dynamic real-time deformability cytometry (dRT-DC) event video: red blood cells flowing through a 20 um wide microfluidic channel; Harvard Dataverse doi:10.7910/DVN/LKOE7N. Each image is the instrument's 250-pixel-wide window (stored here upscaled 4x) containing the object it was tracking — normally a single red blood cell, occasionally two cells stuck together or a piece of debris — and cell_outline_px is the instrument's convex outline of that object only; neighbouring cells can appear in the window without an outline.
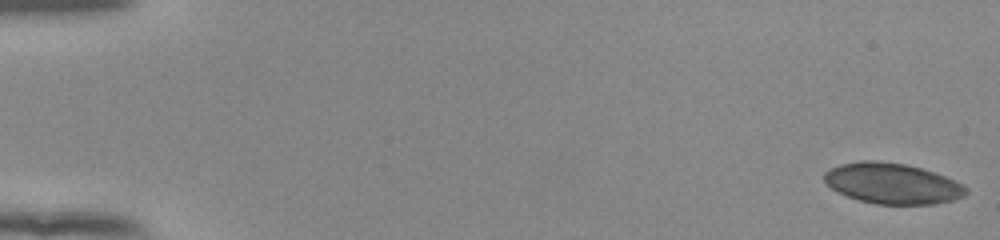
{"species": "human", "species_latin": "Homo sapiens", "temperature_condition": "room temperature", "stored_images_in_passage": 54, "camera_frame_rate_fps": 3000, "um_per_image_px": 0.085, "donor": {"sex": "female"}, "frame": {"image": 1, "passage_image": 1, "time_ms": 0.0, "image_size_px": [1000, 240], "cell_outline_px": [[968, 192], [964, 196], [952, 200], [932, 204], [876, 204], [860, 200], [836, 192], [824, 180], [824, 172], [840, 164], [860, 160], [876, 160], [904, 164], [920, 168], [944, 176], [968, 188]], "centroid_in_image_um": [75.82, 15.59], "position_along_channel_um": 9.2, "area_um2": 33.29}}
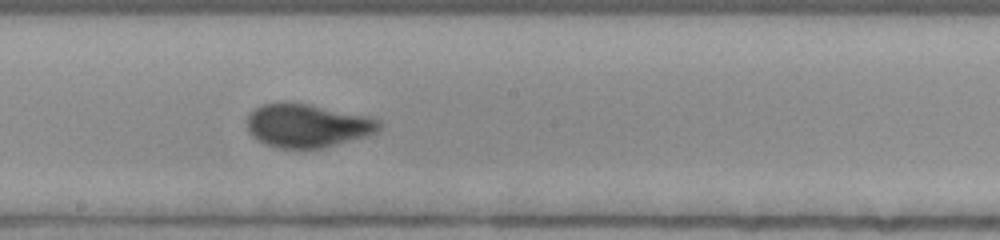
{"frame": {"image": 2, "passage_image": 31, "time_ms": 10.0, "image_size_px": [1000, 240], "cell_outline_px": [[380, 128], [376, 132], [368, 136], [324, 148], [280, 148], [264, 144], [252, 136], [248, 132], [248, 116], [252, 108], [260, 104], [284, 100], [288, 100], [368, 116], [380, 120]], "centroid_in_image_um": [26.09, 10.65], "position_along_channel_um": 222.1, "area_um2": 33.99}}
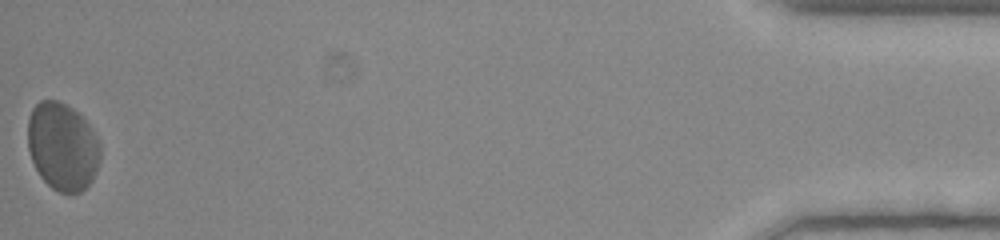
{"frame": {"image": 3, "passage_image": 54, "time_ms": 17.667, "image_size_px": [1000, 240], "cell_outline_px": [[100, 160], [96, 172], [92, 180], [80, 192], [60, 192], [52, 188], [40, 176], [32, 160], [28, 148], [28, 116], [32, 108], [40, 100], [60, 100], [72, 108], [92, 128], [100, 140]], "centroid_in_image_um": [5.31, 12.43], "position_along_channel_um": 429.9, "area_um2": 37.17}, "authors_computed_cell_mechanics": {"area_um2": 33.6396, "velocity_mm_per_s": 3.852, "shape_relaxation_time_tau1_ms": 3.3906, "shape_relaxation_time_tau2_ms": 1.4339, "deformation_change_tau1": 0.1108, "deformation_change_tau2": 0.0622}}